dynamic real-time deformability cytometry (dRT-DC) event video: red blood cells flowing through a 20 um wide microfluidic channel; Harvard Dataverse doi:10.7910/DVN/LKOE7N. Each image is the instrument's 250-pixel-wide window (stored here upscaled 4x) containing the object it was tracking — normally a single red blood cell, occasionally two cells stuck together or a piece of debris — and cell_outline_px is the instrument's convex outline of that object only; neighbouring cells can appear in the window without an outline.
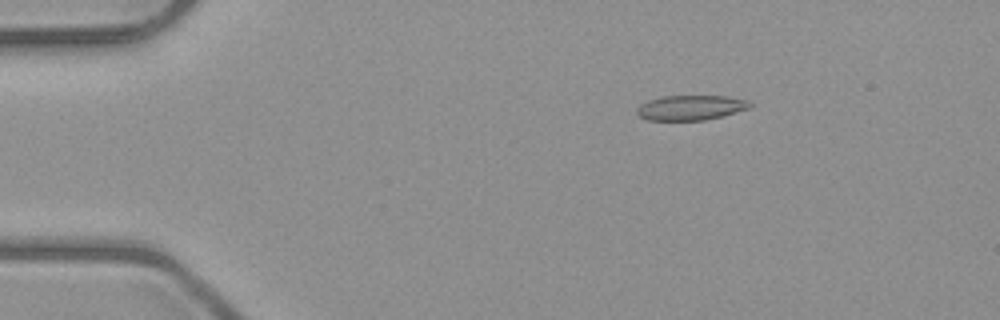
{"species": "common noctule bat (a hibernating species)", "species_latin": "Nyctalus noctula", "temperature_condition": "room temperature", "stored_images_in_passage": 6, "camera_frame_rate_fps": 3000, "um_per_image_px": 0.085, "animal": {"sex": "male", "body_mass_g": 23.1, "forearm_length_mm": 52.7}, "frame": {"image": 1, "passage_image": 3, "time_ms": 2.0, "image_size_px": [1000, 320], "cell_outline_px": [[752, 108], [724, 116], [704, 120], [648, 120], [640, 116], [636, 112], [636, 108], [640, 104], [648, 100], [664, 96], [728, 96], [748, 100], [752, 104]], "centroid_in_image_um": [58.75, 9.15], "position_along_channel_um": 26.2, "area_um2": 16.59}}